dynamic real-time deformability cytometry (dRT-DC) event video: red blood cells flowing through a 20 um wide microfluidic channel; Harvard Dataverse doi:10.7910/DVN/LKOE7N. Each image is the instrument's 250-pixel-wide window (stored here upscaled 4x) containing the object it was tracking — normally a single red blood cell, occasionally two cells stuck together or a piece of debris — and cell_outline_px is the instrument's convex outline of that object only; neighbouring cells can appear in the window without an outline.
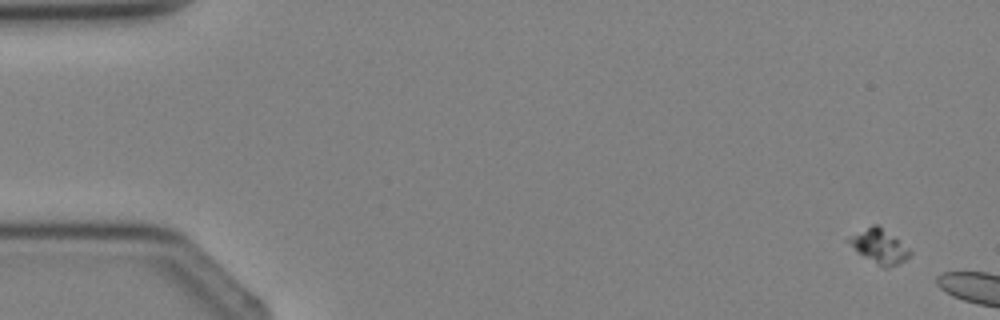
{"species": "Egyptian fruit bat (a non-hibernating species)", "species_latin": "Rousettus aegyptiacus", "temperature_condition": "cold", "stored_images_in_passage": 2, "camera_frame_rate_fps": 3000, "um_per_image_px": 0.085, "animal": {"sex": "female"}, "frame": {"image": 1, "passage_image": 1, "time_ms": 0.0, "image_size_px": [1000, 320], "cell_outline_px": [[912, 252], [904, 260], [888, 268], [884, 268], [876, 264], [856, 252], [844, 240], [872, 224], [876, 224], [908, 248]], "centroid_in_image_um": [74.67, 20.95], "position_along_channel_um": 10.3, "area_um2": 11.85}}